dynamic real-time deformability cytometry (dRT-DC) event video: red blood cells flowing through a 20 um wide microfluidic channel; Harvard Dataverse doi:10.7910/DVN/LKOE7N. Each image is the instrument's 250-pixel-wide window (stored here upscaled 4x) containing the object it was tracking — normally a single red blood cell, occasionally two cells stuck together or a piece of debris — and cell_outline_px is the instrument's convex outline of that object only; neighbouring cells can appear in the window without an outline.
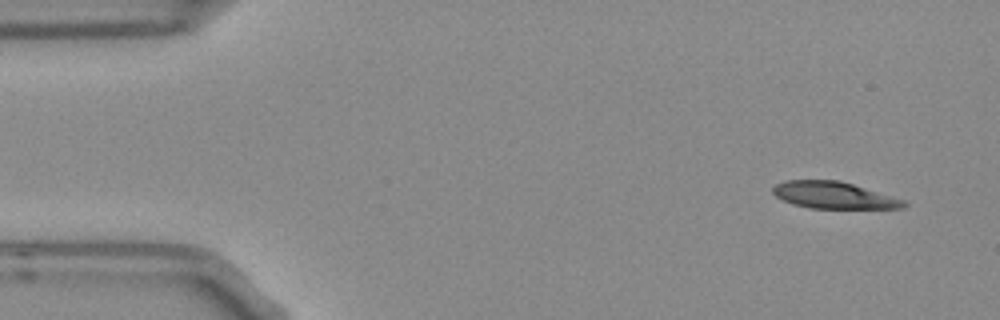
{"species": "Egyptian fruit bat (a non-hibernating species)", "species_latin": "Rousettus aegyptiacus", "temperature_condition": "room temperature", "stored_images_in_passage": 6, "segment_of_instrument_passage": [2, 2], "camera_frame_rate_fps": 3000, "um_per_image_px": 0.085, "frame": {"image": 1, "passage_image": 6, "time_ms": 1.667, "image_size_px": [1000, 320], "cell_outline_px": [[908, 204], [904, 208], [812, 208], [792, 204], [776, 196], [772, 192], [772, 188], [776, 184], [784, 180], [840, 180], [892, 196], [904, 200]], "centroid_in_image_um": [70.85, 16.59], "position_along_channel_um": 14.1, "area_um2": 20.35}}